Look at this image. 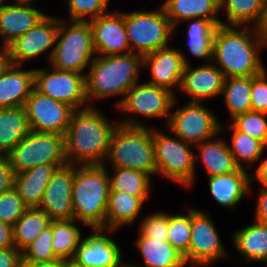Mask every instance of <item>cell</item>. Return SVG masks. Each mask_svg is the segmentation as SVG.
<instances>
[{"label": "cell", "instance_id": "obj_6", "mask_svg": "<svg viewBox=\"0 0 267 267\" xmlns=\"http://www.w3.org/2000/svg\"><path fill=\"white\" fill-rule=\"evenodd\" d=\"M96 56L90 21L59 18V27L50 66L67 72L86 74ZM83 72V73H82Z\"/></svg>", "mask_w": 267, "mask_h": 267}, {"label": "cell", "instance_id": "obj_19", "mask_svg": "<svg viewBox=\"0 0 267 267\" xmlns=\"http://www.w3.org/2000/svg\"><path fill=\"white\" fill-rule=\"evenodd\" d=\"M90 25L96 55L131 53L122 12H107L91 20Z\"/></svg>", "mask_w": 267, "mask_h": 267}, {"label": "cell", "instance_id": "obj_37", "mask_svg": "<svg viewBox=\"0 0 267 267\" xmlns=\"http://www.w3.org/2000/svg\"><path fill=\"white\" fill-rule=\"evenodd\" d=\"M229 129L232 131L229 148L236 164L240 168H245L243 162L251 165L259 162L267 147L260 140L238 131L231 123Z\"/></svg>", "mask_w": 267, "mask_h": 267}, {"label": "cell", "instance_id": "obj_52", "mask_svg": "<svg viewBox=\"0 0 267 267\" xmlns=\"http://www.w3.org/2000/svg\"><path fill=\"white\" fill-rule=\"evenodd\" d=\"M10 64L8 47L0 48V74Z\"/></svg>", "mask_w": 267, "mask_h": 267}, {"label": "cell", "instance_id": "obj_42", "mask_svg": "<svg viewBox=\"0 0 267 267\" xmlns=\"http://www.w3.org/2000/svg\"><path fill=\"white\" fill-rule=\"evenodd\" d=\"M28 207L24 204L22 198L14 186L0 194V221L11 225L24 214Z\"/></svg>", "mask_w": 267, "mask_h": 267}, {"label": "cell", "instance_id": "obj_54", "mask_svg": "<svg viewBox=\"0 0 267 267\" xmlns=\"http://www.w3.org/2000/svg\"><path fill=\"white\" fill-rule=\"evenodd\" d=\"M14 1H15V4H30V2L34 0H14Z\"/></svg>", "mask_w": 267, "mask_h": 267}, {"label": "cell", "instance_id": "obj_7", "mask_svg": "<svg viewBox=\"0 0 267 267\" xmlns=\"http://www.w3.org/2000/svg\"><path fill=\"white\" fill-rule=\"evenodd\" d=\"M131 52L142 56L169 46L174 28L163 7L123 13ZM171 37V38H170Z\"/></svg>", "mask_w": 267, "mask_h": 267}, {"label": "cell", "instance_id": "obj_5", "mask_svg": "<svg viewBox=\"0 0 267 267\" xmlns=\"http://www.w3.org/2000/svg\"><path fill=\"white\" fill-rule=\"evenodd\" d=\"M109 172L105 164L75 165L72 189L74 219L89 229L105 228Z\"/></svg>", "mask_w": 267, "mask_h": 267}, {"label": "cell", "instance_id": "obj_38", "mask_svg": "<svg viewBox=\"0 0 267 267\" xmlns=\"http://www.w3.org/2000/svg\"><path fill=\"white\" fill-rule=\"evenodd\" d=\"M187 214H168L167 241L184 257L189 252L191 237V207Z\"/></svg>", "mask_w": 267, "mask_h": 267}, {"label": "cell", "instance_id": "obj_20", "mask_svg": "<svg viewBox=\"0 0 267 267\" xmlns=\"http://www.w3.org/2000/svg\"><path fill=\"white\" fill-rule=\"evenodd\" d=\"M225 77L214 63H205L193 68L185 65L179 90L188 95L189 102L202 103L206 99L221 96Z\"/></svg>", "mask_w": 267, "mask_h": 267}, {"label": "cell", "instance_id": "obj_4", "mask_svg": "<svg viewBox=\"0 0 267 267\" xmlns=\"http://www.w3.org/2000/svg\"><path fill=\"white\" fill-rule=\"evenodd\" d=\"M127 117V118H126ZM113 133L105 161L116 168H130L151 175L157 174L153 128L138 118L126 116Z\"/></svg>", "mask_w": 267, "mask_h": 267}, {"label": "cell", "instance_id": "obj_25", "mask_svg": "<svg viewBox=\"0 0 267 267\" xmlns=\"http://www.w3.org/2000/svg\"><path fill=\"white\" fill-rule=\"evenodd\" d=\"M66 164H43L14 175V188L28 208L39 207L46 186L58 167Z\"/></svg>", "mask_w": 267, "mask_h": 267}, {"label": "cell", "instance_id": "obj_35", "mask_svg": "<svg viewBox=\"0 0 267 267\" xmlns=\"http://www.w3.org/2000/svg\"><path fill=\"white\" fill-rule=\"evenodd\" d=\"M111 168L114 175H109L110 191L127 193L134 197H149L152 180L147 173L130 168Z\"/></svg>", "mask_w": 267, "mask_h": 267}, {"label": "cell", "instance_id": "obj_30", "mask_svg": "<svg viewBox=\"0 0 267 267\" xmlns=\"http://www.w3.org/2000/svg\"><path fill=\"white\" fill-rule=\"evenodd\" d=\"M30 132L25 107L0 108V155H7Z\"/></svg>", "mask_w": 267, "mask_h": 267}, {"label": "cell", "instance_id": "obj_48", "mask_svg": "<svg viewBox=\"0 0 267 267\" xmlns=\"http://www.w3.org/2000/svg\"><path fill=\"white\" fill-rule=\"evenodd\" d=\"M15 246L13 240V227L0 221V248Z\"/></svg>", "mask_w": 267, "mask_h": 267}, {"label": "cell", "instance_id": "obj_3", "mask_svg": "<svg viewBox=\"0 0 267 267\" xmlns=\"http://www.w3.org/2000/svg\"><path fill=\"white\" fill-rule=\"evenodd\" d=\"M88 68L85 82L89 106H95L91 102L100 99L123 96L117 101V107L126 93L139 82L143 56L134 52L108 56L96 55Z\"/></svg>", "mask_w": 267, "mask_h": 267}, {"label": "cell", "instance_id": "obj_2", "mask_svg": "<svg viewBox=\"0 0 267 267\" xmlns=\"http://www.w3.org/2000/svg\"><path fill=\"white\" fill-rule=\"evenodd\" d=\"M265 47L255 27L221 24L215 31L211 62L225 78L256 76L265 70L259 57Z\"/></svg>", "mask_w": 267, "mask_h": 267}, {"label": "cell", "instance_id": "obj_18", "mask_svg": "<svg viewBox=\"0 0 267 267\" xmlns=\"http://www.w3.org/2000/svg\"><path fill=\"white\" fill-rule=\"evenodd\" d=\"M190 64L182 50L170 46L158 49L143 56V68L148 67L150 83L166 88L174 93L180 88L185 65Z\"/></svg>", "mask_w": 267, "mask_h": 267}, {"label": "cell", "instance_id": "obj_32", "mask_svg": "<svg viewBox=\"0 0 267 267\" xmlns=\"http://www.w3.org/2000/svg\"><path fill=\"white\" fill-rule=\"evenodd\" d=\"M190 23L187 30V46L191 55L204 61L211 62L213 40L217 26L206 19H189L183 22Z\"/></svg>", "mask_w": 267, "mask_h": 267}, {"label": "cell", "instance_id": "obj_17", "mask_svg": "<svg viewBox=\"0 0 267 267\" xmlns=\"http://www.w3.org/2000/svg\"><path fill=\"white\" fill-rule=\"evenodd\" d=\"M93 234L83 237L73 259L84 267H122L123 255L118 243L107 233L116 230L91 228Z\"/></svg>", "mask_w": 267, "mask_h": 267}, {"label": "cell", "instance_id": "obj_43", "mask_svg": "<svg viewBox=\"0 0 267 267\" xmlns=\"http://www.w3.org/2000/svg\"><path fill=\"white\" fill-rule=\"evenodd\" d=\"M139 232L149 239L167 240L168 213L157 212L143 218L139 224Z\"/></svg>", "mask_w": 267, "mask_h": 267}, {"label": "cell", "instance_id": "obj_22", "mask_svg": "<svg viewBox=\"0 0 267 267\" xmlns=\"http://www.w3.org/2000/svg\"><path fill=\"white\" fill-rule=\"evenodd\" d=\"M9 64L0 74V108L24 107L35 88L34 69Z\"/></svg>", "mask_w": 267, "mask_h": 267}, {"label": "cell", "instance_id": "obj_15", "mask_svg": "<svg viewBox=\"0 0 267 267\" xmlns=\"http://www.w3.org/2000/svg\"><path fill=\"white\" fill-rule=\"evenodd\" d=\"M58 27L59 17L47 14L34 28L8 46L10 63L22 66L24 62L36 59L51 48L48 55L50 62L56 44Z\"/></svg>", "mask_w": 267, "mask_h": 267}, {"label": "cell", "instance_id": "obj_21", "mask_svg": "<svg viewBox=\"0 0 267 267\" xmlns=\"http://www.w3.org/2000/svg\"><path fill=\"white\" fill-rule=\"evenodd\" d=\"M0 0V38L2 46L8 47L18 37L34 28L47 14L31 4H4Z\"/></svg>", "mask_w": 267, "mask_h": 267}, {"label": "cell", "instance_id": "obj_27", "mask_svg": "<svg viewBox=\"0 0 267 267\" xmlns=\"http://www.w3.org/2000/svg\"><path fill=\"white\" fill-rule=\"evenodd\" d=\"M147 199L148 197H134L127 193L110 191L105 228L118 230L121 226L133 224Z\"/></svg>", "mask_w": 267, "mask_h": 267}, {"label": "cell", "instance_id": "obj_46", "mask_svg": "<svg viewBox=\"0 0 267 267\" xmlns=\"http://www.w3.org/2000/svg\"><path fill=\"white\" fill-rule=\"evenodd\" d=\"M22 252L15 246L0 248V267H20Z\"/></svg>", "mask_w": 267, "mask_h": 267}, {"label": "cell", "instance_id": "obj_26", "mask_svg": "<svg viewBox=\"0 0 267 267\" xmlns=\"http://www.w3.org/2000/svg\"><path fill=\"white\" fill-rule=\"evenodd\" d=\"M216 137L196 145L199 152L195 155V162L200 159L207 170L208 177L232 173L239 168L228 142Z\"/></svg>", "mask_w": 267, "mask_h": 267}, {"label": "cell", "instance_id": "obj_13", "mask_svg": "<svg viewBox=\"0 0 267 267\" xmlns=\"http://www.w3.org/2000/svg\"><path fill=\"white\" fill-rule=\"evenodd\" d=\"M31 131L65 135L75 109L43 95L35 88L25 103Z\"/></svg>", "mask_w": 267, "mask_h": 267}, {"label": "cell", "instance_id": "obj_23", "mask_svg": "<svg viewBox=\"0 0 267 267\" xmlns=\"http://www.w3.org/2000/svg\"><path fill=\"white\" fill-rule=\"evenodd\" d=\"M208 185L216 203L232 210L250 191L251 175L245 168L239 167L232 173L208 177Z\"/></svg>", "mask_w": 267, "mask_h": 267}, {"label": "cell", "instance_id": "obj_44", "mask_svg": "<svg viewBox=\"0 0 267 267\" xmlns=\"http://www.w3.org/2000/svg\"><path fill=\"white\" fill-rule=\"evenodd\" d=\"M251 111L267 114V70L252 76Z\"/></svg>", "mask_w": 267, "mask_h": 267}, {"label": "cell", "instance_id": "obj_28", "mask_svg": "<svg viewBox=\"0 0 267 267\" xmlns=\"http://www.w3.org/2000/svg\"><path fill=\"white\" fill-rule=\"evenodd\" d=\"M135 246L143 257L144 266L139 267H184V256L167 240L149 239L139 232Z\"/></svg>", "mask_w": 267, "mask_h": 267}, {"label": "cell", "instance_id": "obj_1", "mask_svg": "<svg viewBox=\"0 0 267 267\" xmlns=\"http://www.w3.org/2000/svg\"><path fill=\"white\" fill-rule=\"evenodd\" d=\"M94 106L75 110L64 135L67 164H105L111 139L119 121L108 120Z\"/></svg>", "mask_w": 267, "mask_h": 267}, {"label": "cell", "instance_id": "obj_53", "mask_svg": "<svg viewBox=\"0 0 267 267\" xmlns=\"http://www.w3.org/2000/svg\"><path fill=\"white\" fill-rule=\"evenodd\" d=\"M62 267H84L77 263L74 259L62 260Z\"/></svg>", "mask_w": 267, "mask_h": 267}, {"label": "cell", "instance_id": "obj_31", "mask_svg": "<svg viewBox=\"0 0 267 267\" xmlns=\"http://www.w3.org/2000/svg\"><path fill=\"white\" fill-rule=\"evenodd\" d=\"M49 216L40 208H27L13 226L15 247L21 252L50 225Z\"/></svg>", "mask_w": 267, "mask_h": 267}, {"label": "cell", "instance_id": "obj_51", "mask_svg": "<svg viewBox=\"0 0 267 267\" xmlns=\"http://www.w3.org/2000/svg\"><path fill=\"white\" fill-rule=\"evenodd\" d=\"M20 267H62V260L58 259L52 262L21 261Z\"/></svg>", "mask_w": 267, "mask_h": 267}, {"label": "cell", "instance_id": "obj_39", "mask_svg": "<svg viewBox=\"0 0 267 267\" xmlns=\"http://www.w3.org/2000/svg\"><path fill=\"white\" fill-rule=\"evenodd\" d=\"M53 221L22 251V261L52 262L58 260L52 249Z\"/></svg>", "mask_w": 267, "mask_h": 267}, {"label": "cell", "instance_id": "obj_33", "mask_svg": "<svg viewBox=\"0 0 267 267\" xmlns=\"http://www.w3.org/2000/svg\"><path fill=\"white\" fill-rule=\"evenodd\" d=\"M265 0H220V10L227 15V26L257 27L264 10ZM253 22V23H252ZM253 24V25H252Z\"/></svg>", "mask_w": 267, "mask_h": 267}, {"label": "cell", "instance_id": "obj_14", "mask_svg": "<svg viewBox=\"0 0 267 267\" xmlns=\"http://www.w3.org/2000/svg\"><path fill=\"white\" fill-rule=\"evenodd\" d=\"M175 97L174 93L166 88L138 82L126 93L117 109L126 114H140L147 118L166 117L167 125L170 111L176 103Z\"/></svg>", "mask_w": 267, "mask_h": 267}, {"label": "cell", "instance_id": "obj_36", "mask_svg": "<svg viewBox=\"0 0 267 267\" xmlns=\"http://www.w3.org/2000/svg\"><path fill=\"white\" fill-rule=\"evenodd\" d=\"M76 222L74 218L53 221L52 249L59 260L73 259L83 239Z\"/></svg>", "mask_w": 267, "mask_h": 267}, {"label": "cell", "instance_id": "obj_55", "mask_svg": "<svg viewBox=\"0 0 267 267\" xmlns=\"http://www.w3.org/2000/svg\"><path fill=\"white\" fill-rule=\"evenodd\" d=\"M122 267H139V265H133V264L123 263V266Z\"/></svg>", "mask_w": 267, "mask_h": 267}, {"label": "cell", "instance_id": "obj_16", "mask_svg": "<svg viewBox=\"0 0 267 267\" xmlns=\"http://www.w3.org/2000/svg\"><path fill=\"white\" fill-rule=\"evenodd\" d=\"M75 165L58 167L50 178L38 208L43 210L51 221L74 218L72 189Z\"/></svg>", "mask_w": 267, "mask_h": 267}, {"label": "cell", "instance_id": "obj_49", "mask_svg": "<svg viewBox=\"0 0 267 267\" xmlns=\"http://www.w3.org/2000/svg\"><path fill=\"white\" fill-rule=\"evenodd\" d=\"M259 160H261L260 165L256 168L255 173H251V184L258 180L262 187L267 188V158Z\"/></svg>", "mask_w": 267, "mask_h": 267}, {"label": "cell", "instance_id": "obj_41", "mask_svg": "<svg viewBox=\"0 0 267 267\" xmlns=\"http://www.w3.org/2000/svg\"><path fill=\"white\" fill-rule=\"evenodd\" d=\"M69 20L91 21L109 10V0H68ZM89 17V19H88Z\"/></svg>", "mask_w": 267, "mask_h": 267}, {"label": "cell", "instance_id": "obj_40", "mask_svg": "<svg viewBox=\"0 0 267 267\" xmlns=\"http://www.w3.org/2000/svg\"><path fill=\"white\" fill-rule=\"evenodd\" d=\"M267 114L248 111L231 119L230 123L240 132L260 140L267 147Z\"/></svg>", "mask_w": 267, "mask_h": 267}, {"label": "cell", "instance_id": "obj_12", "mask_svg": "<svg viewBox=\"0 0 267 267\" xmlns=\"http://www.w3.org/2000/svg\"><path fill=\"white\" fill-rule=\"evenodd\" d=\"M227 256L228 251L223 246L210 215L192 207L189 252L184 257L186 264L190 262L197 267H208Z\"/></svg>", "mask_w": 267, "mask_h": 267}, {"label": "cell", "instance_id": "obj_45", "mask_svg": "<svg viewBox=\"0 0 267 267\" xmlns=\"http://www.w3.org/2000/svg\"><path fill=\"white\" fill-rule=\"evenodd\" d=\"M14 185V173L7 155H0V194Z\"/></svg>", "mask_w": 267, "mask_h": 267}, {"label": "cell", "instance_id": "obj_24", "mask_svg": "<svg viewBox=\"0 0 267 267\" xmlns=\"http://www.w3.org/2000/svg\"><path fill=\"white\" fill-rule=\"evenodd\" d=\"M169 18L174 31L177 26L189 19H206L216 26L223 21L219 19L220 0H164L161 5Z\"/></svg>", "mask_w": 267, "mask_h": 267}, {"label": "cell", "instance_id": "obj_29", "mask_svg": "<svg viewBox=\"0 0 267 267\" xmlns=\"http://www.w3.org/2000/svg\"><path fill=\"white\" fill-rule=\"evenodd\" d=\"M232 236L234 248L246 263L267 260V225L255 221Z\"/></svg>", "mask_w": 267, "mask_h": 267}, {"label": "cell", "instance_id": "obj_11", "mask_svg": "<svg viewBox=\"0 0 267 267\" xmlns=\"http://www.w3.org/2000/svg\"><path fill=\"white\" fill-rule=\"evenodd\" d=\"M51 69H34L35 89L43 95L70 105L75 110L89 107L86 96V74L67 72L53 67Z\"/></svg>", "mask_w": 267, "mask_h": 267}, {"label": "cell", "instance_id": "obj_9", "mask_svg": "<svg viewBox=\"0 0 267 267\" xmlns=\"http://www.w3.org/2000/svg\"><path fill=\"white\" fill-rule=\"evenodd\" d=\"M7 156L14 175L43 164H67L64 136L57 133L31 131Z\"/></svg>", "mask_w": 267, "mask_h": 267}, {"label": "cell", "instance_id": "obj_8", "mask_svg": "<svg viewBox=\"0 0 267 267\" xmlns=\"http://www.w3.org/2000/svg\"><path fill=\"white\" fill-rule=\"evenodd\" d=\"M173 136L153 129L157 174L189 188L195 180V154L191 150L194 145Z\"/></svg>", "mask_w": 267, "mask_h": 267}, {"label": "cell", "instance_id": "obj_50", "mask_svg": "<svg viewBox=\"0 0 267 267\" xmlns=\"http://www.w3.org/2000/svg\"><path fill=\"white\" fill-rule=\"evenodd\" d=\"M256 29L261 38L267 44V0H265L263 15Z\"/></svg>", "mask_w": 267, "mask_h": 267}, {"label": "cell", "instance_id": "obj_10", "mask_svg": "<svg viewBox=\"0 0 267 267\" xmlns=\"http://www.w3.org/2000/svg\"><path fill=\"white\" fill-rule=\"evenodd\" d=\"M171 111L166 125L172 135L178 136L186 143L194 145L219 136L224 126L217 116L203 103L188 102L186 105ZM220 133V134H219Z\"/></svg>", "mask_w": 267, "mask_h": 267}, {"label": "cell", "instance_id": "obj_34", "mask_svg": "<svg viewBox=\"0 0 267 267\" xmlns=\"http://www.w3.org/2000/svg\"><path fill=\"white\" fill-rule=\"evenodd\" d=\"M252 77L225 78L221 95L230 118L251 111Z\"/></svg>", "mask_w": 267, "mask_h": 267}, {"label": "cell", "instance_id": "obj_47", "mask_svg": "<svg viewBox=\"0 0 267 267\" xmlns=\"http://www.w3.org/2000/svg\"><path fill=\"white\" fill-rule=\"evenodd\" d=\"M254 220L267 225V188L261 187L256 202Z\"/></svg>", "mask_w": 267, "mask_h": 267}]
</instances>
